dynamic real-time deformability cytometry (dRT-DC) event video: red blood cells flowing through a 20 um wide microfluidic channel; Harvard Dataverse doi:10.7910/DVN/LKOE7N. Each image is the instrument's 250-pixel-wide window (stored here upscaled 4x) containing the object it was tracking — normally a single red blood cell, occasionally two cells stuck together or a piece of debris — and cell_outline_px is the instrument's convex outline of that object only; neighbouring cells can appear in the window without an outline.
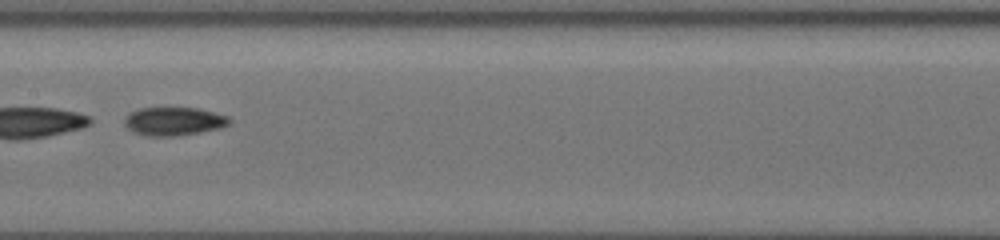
{"species": "common noctule bat (a hibernating species)", "species_latin": "Nyctalus noctula", "temperature_condition": "cold", "stored_images_in_passage": 41, "segment_of_instrument_passage": [2, 2], "camera_frame_rate_fps": 3000, "um_per_image_px": 0.085, "animal": {"sex": "female", "body_mass_g": 19.5, "forearm_length_mm": 54.1}, "frame": {"image": 1, "passage_image": 17, "time_ms": 5.333, "image_size_px": [1000, 240], "cell_outline_px": [[232, 120], [228, 124], [220, 128], [200, 132], [176, 136], [144, 136], [132, 132], [124, 124], [124, 116], [128, 112], [140, 108], [196, 108], [228, 116]], "centroid_in_image_um": [14.72, 10.31], "position_along_channel_um": 192.7, "area_um2": 17.46}}
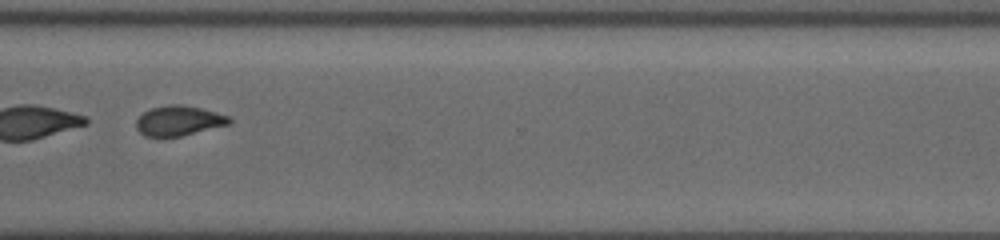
{"frame": {"image": 2, "passage_image": 30, "time_ms": 9.667, "image_size_px": [1000, 240], "cell_outline_px": [[232, 124], [180, 136], [144, 136], [136, 128], [136, 120], [144, 112], [152, 108], [168, 104], [180, 104], [200, 108], [216, 112], [228, 116], [232, 120]], "centroid_in_image_um": [15.22, 10.26], "position_along_channel_um": 355.4, "area_um2": 16.18}}